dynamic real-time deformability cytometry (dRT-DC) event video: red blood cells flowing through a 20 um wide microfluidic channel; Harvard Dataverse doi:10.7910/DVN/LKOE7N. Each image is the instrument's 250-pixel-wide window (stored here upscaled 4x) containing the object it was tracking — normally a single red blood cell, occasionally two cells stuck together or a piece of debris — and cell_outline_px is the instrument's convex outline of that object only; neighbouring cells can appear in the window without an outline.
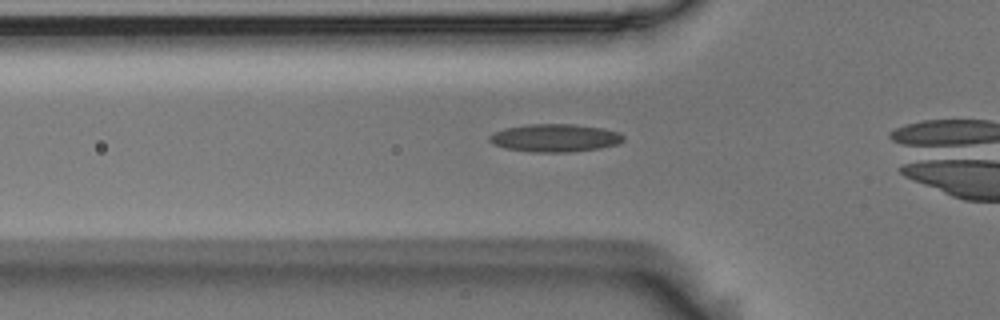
{"species": "Egyptian fruit bat (a non-hibernating species)", "species_latin": "Rousettus aegyptiacus", "temperature_condition": "room temperature", "stored_images_in_passage": 30, "camera_frame_rate_fps": 3000, "um_per_image_px": 0.085, "animal": {"sex": "male"}, "frame": {"image": 1, "passage_image": 4, "time_ms": 1.0, "image_size_px": [1000, 320], "cell_outline_px": [[624, 140], [616, 144], [600, 148], [572, 152], [532, 152], [504, 148], [492, 144], [488, 140], [488, 136], [492, 132], [504, 128], [528, 124], [572, 124], [604, 128], [620, 132], [624, 136]], "centroid_in_image_um": [47.14, 11.72], "position_along_channel_um": 78.7, "area_um2": 22.02}}
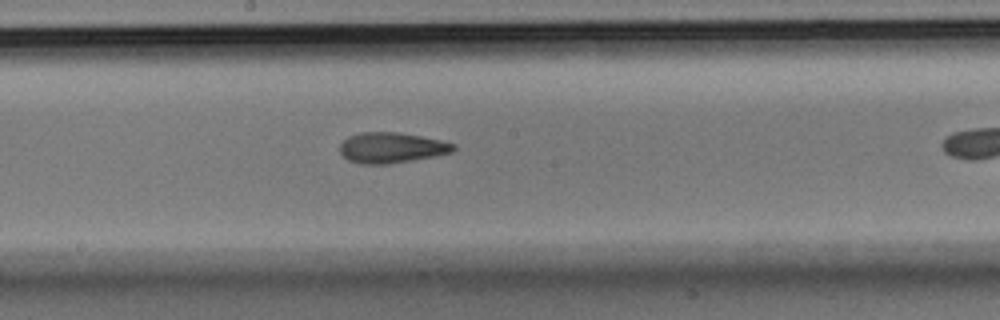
{"frame": {"image": 2, "passage_image": 15, "time_ms": 4.667, "image_size_px": [1000, 320], "cell_outline_px": [[456, 148], [452, 152], [436, 156], [388, 164], [360, 164], [348, 160], [340, 152], [340, 144], [348, 136], [364, 132], [400, 132], [440, 140], [456, 144]], "centroid_in_image_um": [33.29, 12.56], "position_along_channel_um": 214.9, "area_um2": 20.23}}
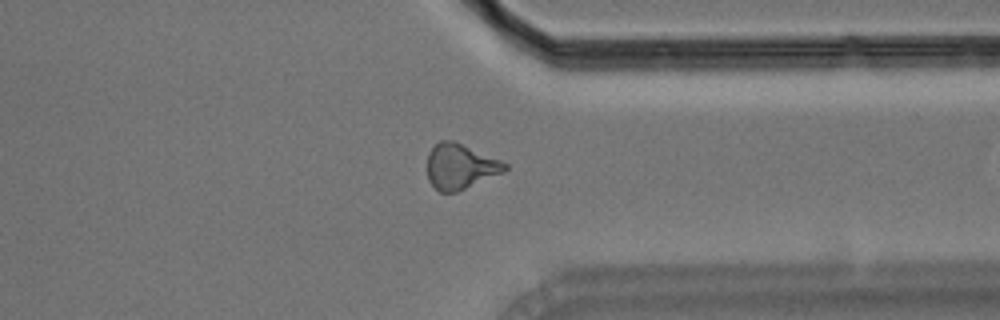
{"frame": {"image": 3, "passage_image": 28, "time_ms": 9.0, "image_size_px": [1000, 320], "cell_outline_px": [[508, 168], [504, 172], [456, 192], [440, 192], [428, 180], [428, 152], [440, 140], [452, 140], [500, 160], [508, 164]], "centroid_in_image_um": [39.12, 14.15], "position_along_channel_um": 372.3, "area_um2": 20.17}}